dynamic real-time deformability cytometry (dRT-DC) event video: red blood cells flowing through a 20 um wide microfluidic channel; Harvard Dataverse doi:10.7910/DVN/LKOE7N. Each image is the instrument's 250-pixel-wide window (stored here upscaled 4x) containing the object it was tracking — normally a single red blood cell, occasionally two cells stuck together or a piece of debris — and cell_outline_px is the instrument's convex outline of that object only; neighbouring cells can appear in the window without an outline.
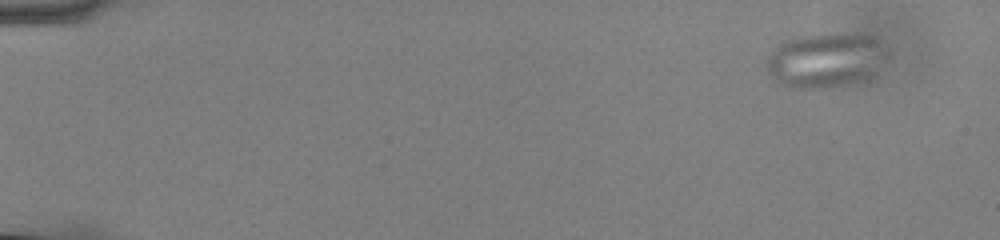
{"species": "common noctule bat (a hibernating species)", "species_latin": "Nyctalus noctula", "temperature_condition": "cold", "stored_images_in_passage": 57, "camera_frame_rate_fps": 3000, "um_per_image_px": 0.085, "animal": {"sex": "male", "body_mass_g": 13.0, "forearm_length_mm": 53.1}, "frame": {"image": 1, "passage_image": 5, "time_ms": 1.333, "image_size_px": [1000, 240], "cell_outline_px": [[896, 48], [892, 60], [868, 76], [844, 84], [820, 88], [792, 88], [776, 80], [768, 72], [768, 56], [780, 44], [792, 36], [828, 32], [856, 32], [880, 36]], "centroid_in_image_um": [70.41, 5.0], "position_along_channel_um": 14.6, "area_um2": 40.17}}
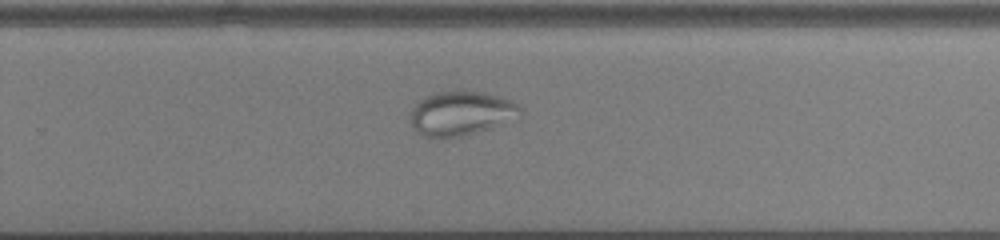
{"frame": {"image": 2, "passage_image": 39, "time_ms": 12.667, "image_size_px": [1000, 240], "cell_outline_px": [[524, 108], [520, 112], [488, 128], [476, 132], [460, 136], [440, 140], [432, 140], [416, 132], [412, 128], [408, 120], [408, 112], [420, 100], [436, 92], [484, 92], [500, 96], [512, 100], [520, 104]], "centroid_in_image_um": [39.06, 9.66], "position_along_channel_um": 290.7, "area_um2": 28.26}}
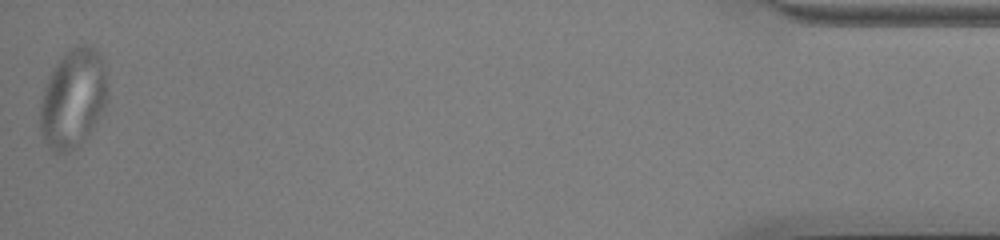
{"frame": {"image": 3, "passage_image": 57, "time_ms": 18.667, "image_size_px": [1000, 240], "cell_outline_px": [[108, 100], [104, 112], [80, 144], [76, 148], [68, 152], [56, 156], [48, 148], [40, 132], [40, 100], [48, 76], [60, 56], [68, 48], [76, 44], [88, 44], [100, 56], [104, 64], [108, 84]], "centroid_in_image_um": [6.2, 8.38], "position_along_channel_um": 429.0, "area_um2": 39.88}}